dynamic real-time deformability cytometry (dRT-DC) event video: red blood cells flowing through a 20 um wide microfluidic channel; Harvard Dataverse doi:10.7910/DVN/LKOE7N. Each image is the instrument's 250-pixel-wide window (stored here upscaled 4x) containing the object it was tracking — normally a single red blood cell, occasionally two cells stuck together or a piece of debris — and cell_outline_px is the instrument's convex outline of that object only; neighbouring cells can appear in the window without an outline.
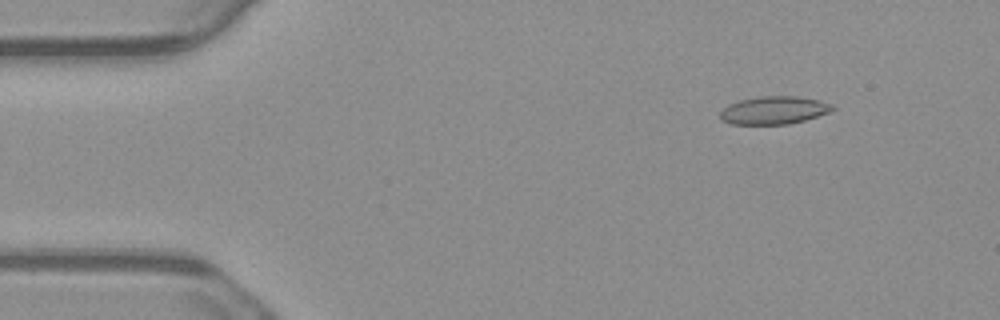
{"species": "common noctule bat (a hibernating species)", "species_latin": "Nyctalus noctula", "temperature_condition": "warm", "stored_images_in_passage": 54, "camera_frame_rate_fps": 3000, "um_per_image_px": 0.085, "animal": {"sex": "male", "body_mass_g": 23.1, "forearm_length_mm": 52.7}, "frame": {"image": 1, "passage_image": 6, "time_ms": 1.667, "image_size_px": [1000, 320], "cell_outline_px": [[836, 108], [828, 112], [804, 120], [788, 124], [732, 124], [720, 120], [720, 112], [728, 104], [740, 100], [756, 96], [796, 96], [820, 100], [832, 104]], "centroid_in_image_um": [65.76, 9.36], "position_along_channel_um": 19.2, "area_um2": 18.26}}
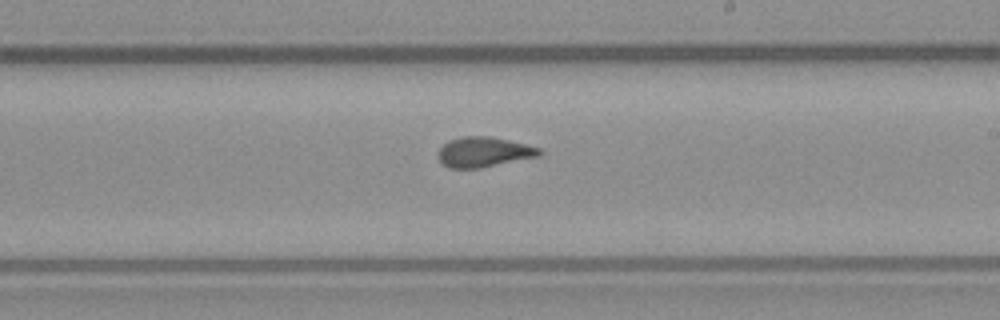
{"frame": {"image": 2, "passage_image": 31, "time_ms": 10.0, "image_size_px": [1000, 320], "cell_outline_px": [[544, 152], [540, 156], [480, 168], [448, 168], [436, 156], [436, 152], [448, 140], [460, 136], [488, 136], [508, 140], [540, 148]], "centroid_in_image_um": [41.1, 12.92], "position_along_channel_um": 247.9, "area_um2": 17.86}}
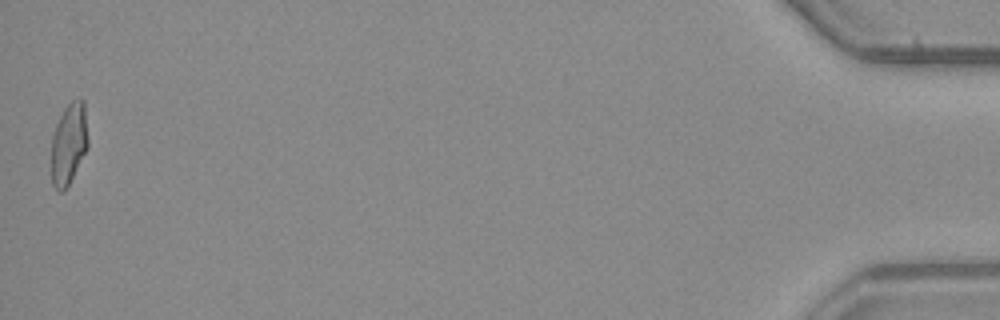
{"frame": {"image": 3, "passage_image": 54, "time_ms": 17.667, "image_size_px": [1000, 320], "cell_outline_px": [[88, 148], [64, 192], [60, 192], [52, 184], [52, 136], [56, 124], [64, 108], [72, 100], [80, 96], [84, 100], [88, 140]], "centroid_in_image_um": [5.86, 12.18], "position_along_channel_um": 429.3, "area_um2": 17.46}, "authors_computed_cell_mechanics": {"area_um2": 17.8602, "velocity_mm_per_s": 3.7522, "shape_relaxation_time_tau1_ms": null, "shape_relaxation_time_tau2_ms": 1.2607, "deformation_change_tau1": null, "deformation_change_tau2": 0.0826}}